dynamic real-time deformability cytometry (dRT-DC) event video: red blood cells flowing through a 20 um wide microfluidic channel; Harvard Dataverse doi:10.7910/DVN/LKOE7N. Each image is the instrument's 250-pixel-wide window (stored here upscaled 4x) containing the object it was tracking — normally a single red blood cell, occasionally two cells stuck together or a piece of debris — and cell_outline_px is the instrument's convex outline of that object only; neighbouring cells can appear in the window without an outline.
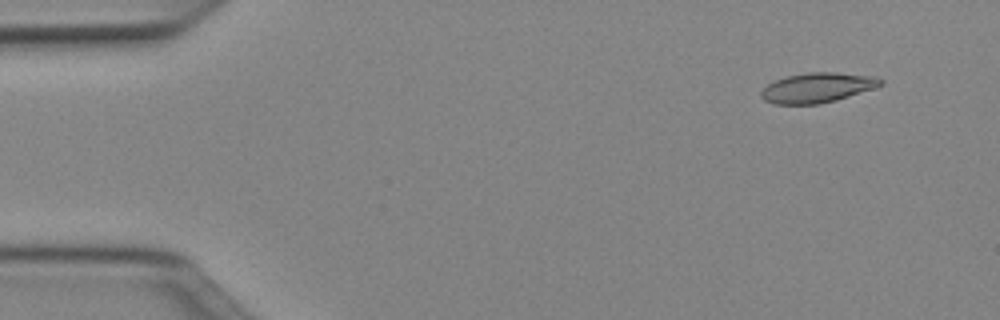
{"species": "Egyptian fruit bat (a non-hibernating species)", "species_latin": "Rousettus aegyptiacus", "temperature_condition": "cold", "stored_images_in_passage": 47, "camera_frame_rate_fps": 3000, "um_per_image_px": 0.085, "animal": {"sex": "female"}, "frame": {"image": 1, "passage_image": 1, "time_ms": 0.0, "image_size_px": [1000, 320], "cell_outline_px": [[884, 84], [836, 100], [820, 104], [772, 104], [764, 100], [760, 96], [760, 92], [768, 84], [784, 76], [808, 72], [836, 72], [872, 76], [884, 80]], "centroid_in_image_um": [69.43, 7.45], "position_along_channel_um": 15.6, "area_um2": 20.75}}
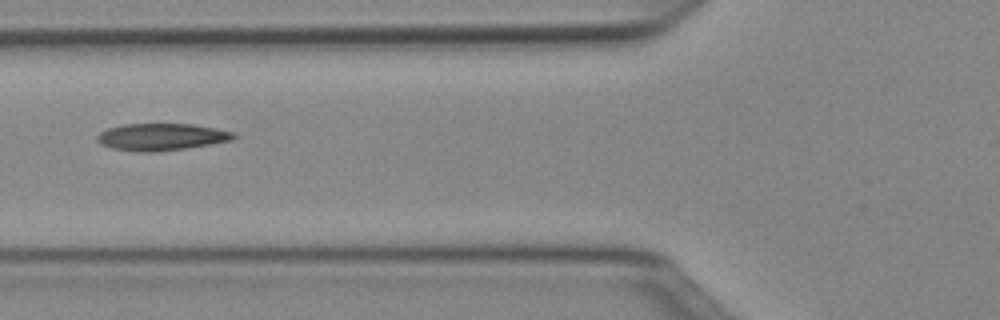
{"frame": {"image": 2, "passage_image": 16, "time_ms": 5.0, "image_size_px": [1000, 320], "cell_outline_px": [[236, 136], [232, 140], [212, 144], [188, 148], [156, 152], [136, 152], [112, 148], [100, 144], [96, 140], [96, 136], [100, 132], [108, 128], [124, 124], [192, 124], [216, 128], [236, 132]], "centroid_in_image_um": [13.73, 11.64], "position_along_channel_um": 112.1, "area_um2": 21.73}}
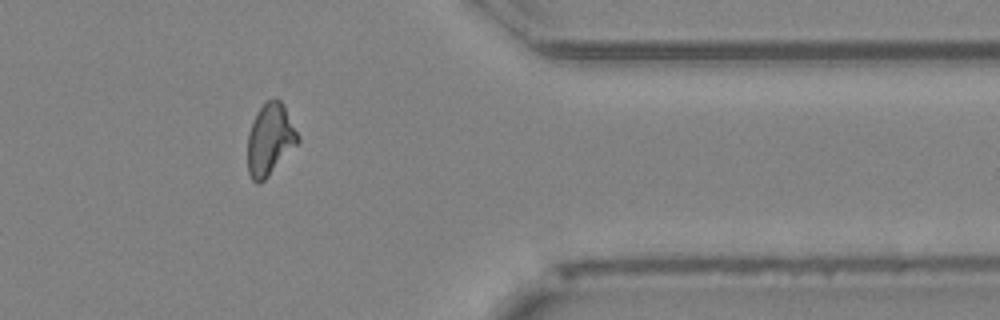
{"frame": {"image": 3, "passage_image": 38, "time_ms": 12.333, "image_size_px": [1000, 320], "cell_outline_px": [[300, 140], [264, 180], [260, 184], [256, 184], [252, 180], [248, 172], [248, 132], [260, 108], [268, 100], [276, 96], [284, 104], [300, 136]], "centroid_in_image_um": [22.96, 11.84], "position_along_channel_um": 388.4, "area_um2": 20.81}, "authors_computed_cell_mechanics": {"area_um2": 20.808, "velocity_mm_per_s": 4.0009, "shape_relaxation_time_tau1_ms": 9.4034, "shape_relaxation_time_tau2_ms": 3.682, "deformation_change_tau1": 0.2226, "deformation_change_tau2": 0.119}}